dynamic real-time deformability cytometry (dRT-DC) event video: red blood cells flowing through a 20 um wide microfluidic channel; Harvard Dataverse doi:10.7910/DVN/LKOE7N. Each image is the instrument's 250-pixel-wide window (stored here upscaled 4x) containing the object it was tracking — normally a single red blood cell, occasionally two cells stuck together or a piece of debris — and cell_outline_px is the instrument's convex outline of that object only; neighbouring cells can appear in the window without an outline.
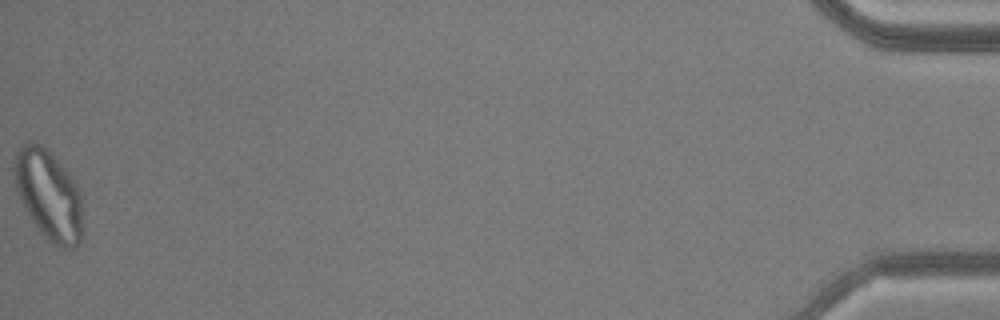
{"species": "common noctule bat (a hibernating species)", "species_latin": "Nyctalus noctula", "temperature_condition": "warm", "stored_images_in_passage": 52, "camera_frame_rate_fps": 3000, "um_per_image_px": 0.085, "animal": {"sex": "male", "body_mass_g": 20.5, "forearm_length_mm": 52.5}, "frame": {"image": 1, "passage_image": 52, "time_ms": 17.0, "image_size_px": [1000, 320], "cell_outline_px": [[80, 240], [76, 248], [56, 248], [44, 236], [32, 220], [16, 188], [12, 168], [16, 152], [20, 144], [28, 140], [32, 140], [40, 144], [64, 168], [76, 184], [80, 192]], "centroid_in_image_um": [4.09, 16.54], "position_along_channel_um": 431.1, "area_um2": 35.26}, "authors_computed_cell_mechanics": {"area_um2": 29.5069, "velocity_mm_per_s": 3.8072, "shape_relaxation_time_tau1_ms": null, "shape_relaxation_time_tau2_ms": 1.4841, "deformation_change_tau1": null, "deformation_change_tau2": 0.0909}}